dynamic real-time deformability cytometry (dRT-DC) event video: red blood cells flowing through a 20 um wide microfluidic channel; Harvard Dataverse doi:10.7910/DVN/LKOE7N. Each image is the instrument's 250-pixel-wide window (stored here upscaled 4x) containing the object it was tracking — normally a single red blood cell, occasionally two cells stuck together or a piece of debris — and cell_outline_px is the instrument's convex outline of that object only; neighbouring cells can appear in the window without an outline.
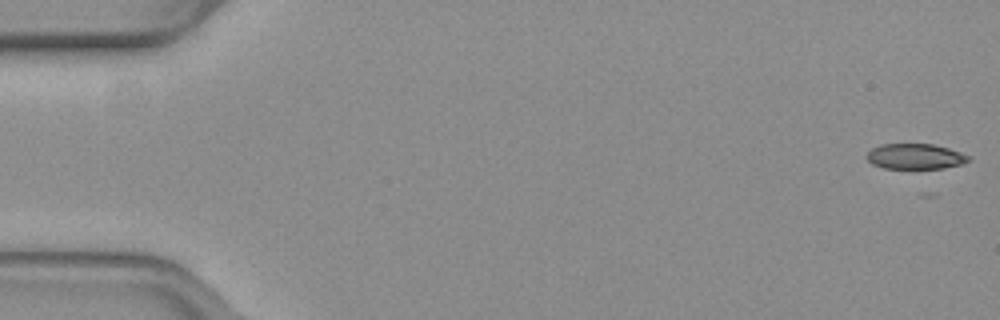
{"species": "common noctule bat (a hibernating species)", "species_latin": "Nyctalus noctula", "temperature_condition": "warm", "stored_images_in_passage": 54, "camera_frame_rate_fps": 3000, "um_per_image_px": 0.085, "animal": {"sex": "female", "body_mass_g": 19.3, "forearm_length_mm": 54.1}, "frame": {"image": 1, "passage_image": 1, "time_ms": 0.0, "image_size_px": [1000, 320], "cell_outline_px": [[968, 160], [960, 164], [944, 168], [884, 168], [872, 164], [864, 156], [872, 148], [880, 144], [932, 144], [948, 148], [960, 152], [968, 156]], "centroid_in_image_um": [77.73, 13.29], "position_along_channel_um": 7.3, "area_um2": 14.91}}
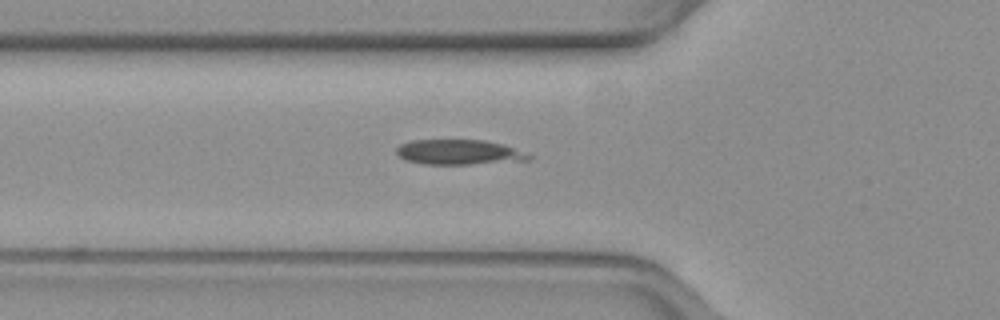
{"frame": {"image": 2, "passage_image": 19, "time_ms": 6.0, "image_size_px": [1000, 320], "cell_outline_px": [[532, 160], [468, 164], [424, 164], [408, 160], [400, 156], [396, 152], [396, 148], [400, 144], [412, 140], [484, 140], [500, 144], [512, 148], [532, 156]], "centroid_in_image_um": [38.99, 12.93], "position_along_channel_um": 86.8, "area_um2": 18.96}}
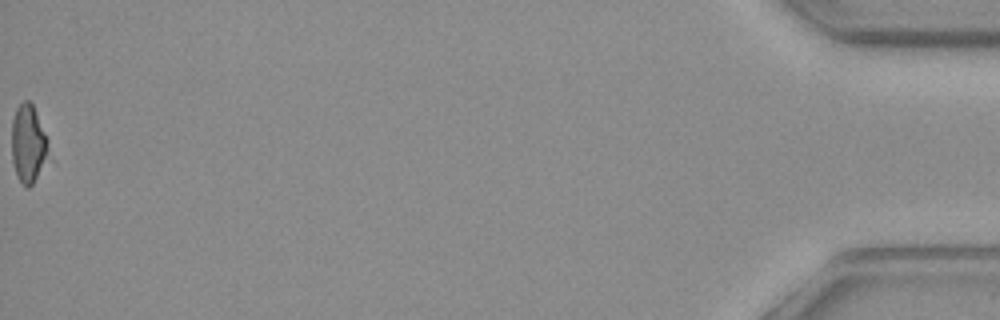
{"frame": {"image": 3, "passage_image": 54, "time_ms": 17.667, "image_size_px": [1000, 320], "cell_outline_px": [[48, 140], [44, 156], [36, 176], [32, 184], [28, 188], [16, 176], [12, 160], [12, 120], [16, 108], [24, 100], [28, 100], [32, 104]], "centroid_in_image_um": [2.33, 12.16], "position_along_channel_um": 432.9, "area_um2": 15.84}}